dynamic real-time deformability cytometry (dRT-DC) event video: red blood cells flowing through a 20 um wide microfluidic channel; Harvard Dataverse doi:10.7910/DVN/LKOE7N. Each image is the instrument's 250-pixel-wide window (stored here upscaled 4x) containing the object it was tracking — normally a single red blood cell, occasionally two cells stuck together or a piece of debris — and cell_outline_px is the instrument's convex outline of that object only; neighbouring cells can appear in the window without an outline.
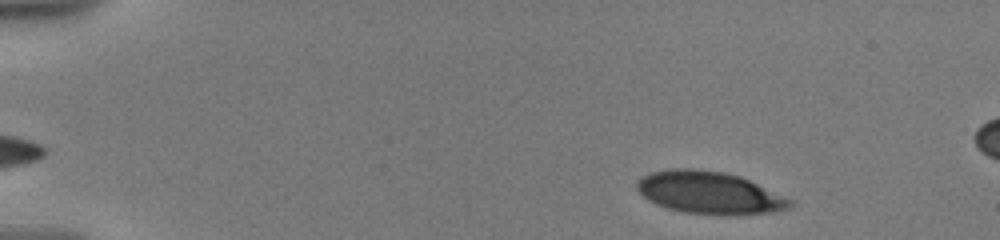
{"species": "human", "species_latin": "Homo sapiens", "temperature_condition": "warm", "stored_images_in_passage": 22, "camera_frame_rate_fps": 3000, "um_per_image_px": 0.085, "donor": {"sex": "male"}, "frame": {"image": 1, "passage_image": 9, "time_ms": 1.333, "image_size_px": [1000, 240], "cell_outline_px": [[792, 204], [788, 208], [772, 212], [684, 212], [668, 208], [656, 204], [648, 200], [636, 188], [636, 184], [644, 176], [652, 172], [672, 168], [692, 168], [724, 172], [740, 176], [792, 200]], "centroid_in_image_um": [60.23, 16.33], "position_along_channel_um": 24.8, "area_um2": 36.3}}